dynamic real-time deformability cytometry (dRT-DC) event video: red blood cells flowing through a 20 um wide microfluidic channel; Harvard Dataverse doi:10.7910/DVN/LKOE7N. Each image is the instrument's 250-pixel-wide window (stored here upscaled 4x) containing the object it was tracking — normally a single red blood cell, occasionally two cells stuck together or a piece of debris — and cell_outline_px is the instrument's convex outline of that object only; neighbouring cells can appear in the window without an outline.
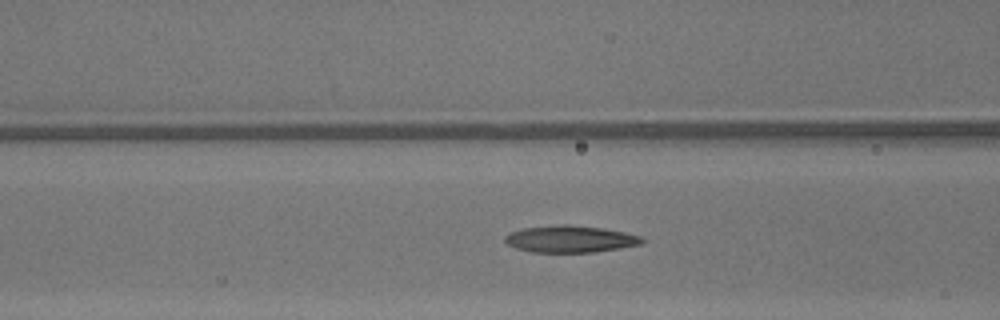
{"species": "common noctule bat (a hibernating species)", "species_latin": "Nyctalus noctula", "temperature_condition": "warm", "stored_images_in_passage": 21, "camera_frame_rate_fps": 3000, "um_per_image_px": 0.085, "animal": {"sex": "male", "body_mass_g": 13.3}, "frame": {"image": 1, "passage_image": 10, "time_ms": 3.0, "image_size_px": [1000, 320], "cell_outline_px": [[644, 240], [640, 244], [620, 248], [592, 252], [532, 252], [516, 248], [508, 244], [504, 240], [504, 236], [512, 232], [524, 228], [560, 224], [568, 224], [600, 228], [624, 232], [644, 236]], "centroid_in_image_um": [48.48, 20.31], "position_along_channel_um": 118.1, "area_um2": 21.33}}
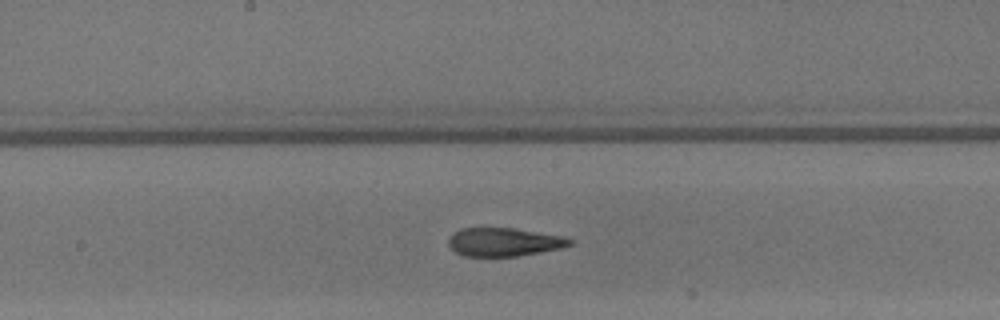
{"frame": {"image": 2, "passage_image": 16, "time_ms": 5.0, "image_size_px": [1000, 320], "cell_outline_px": [[572, 244], [560, 248], [540, 252], [516, 256], [464, 256], [456, 252], [448, 244], [448, 240], [460, 228], [512, 228], [564, 236], [572, 240]], "centroid_in_image_um": [42.85, 20.57], "position_along_channel_um": 205.4, "area_um2": 19.83}}
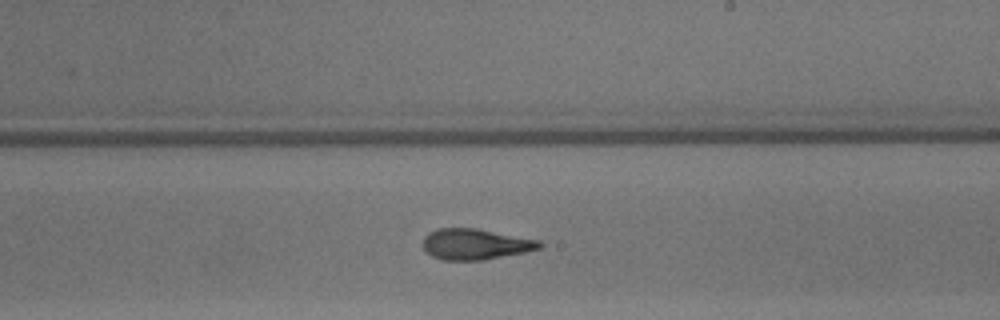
{"frame": {"image": 3, "passage_image": 19, "time_ms": 6.0, "image_size_px": [1000, 320], "cell_outline_px": [[544, 248], [524, 252], [480, 260], [444, 260], [432, 256], [424, 248], [424, 236], [428, 232], [436, 228], [476, 228], [540, 240], [544, 244]], "centroid_in_image_um": [40.43, 20.74], "position_along_channel_um": 248.6, "area_um2": 20.92}}